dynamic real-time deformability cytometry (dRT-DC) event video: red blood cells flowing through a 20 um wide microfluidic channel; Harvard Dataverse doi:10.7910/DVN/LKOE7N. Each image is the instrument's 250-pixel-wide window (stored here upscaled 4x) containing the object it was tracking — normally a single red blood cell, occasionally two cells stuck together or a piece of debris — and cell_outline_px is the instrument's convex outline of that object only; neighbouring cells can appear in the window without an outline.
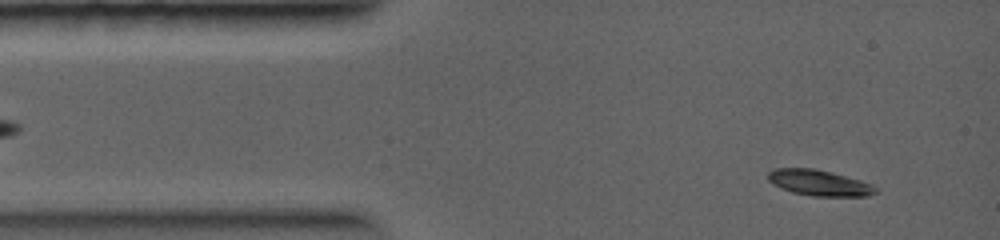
{"species": "common noctule bat (a hibernating species)", "species_latin": "Nyctalus noctula", "temperature_condition": "warm", "stored_images_in_passage": 9, "camera_frame_rate_fps": 5000, "um_per_image_px": 0.085, "animal": {"sex": "female", "body_mass_g": 19.0, "forearm_length_mm": 56.7}, "frame": {"image": 1, "passage_image": 1, "time_ms": 0.0, "image_size_px": [1000, 240], "cell_outline_px": [[880, 192], [868, 196], [812, 196], [792, 192], [780, 188], [772, 184], [768, 180], [768, 172], [772, 168], [816, 168], [832, 172], [860, 180], [876, 188]], "centroid_in_image_um": [69.59, 15.54], "position_along_channel_um": 15.4, "area_um2": 16.3}}
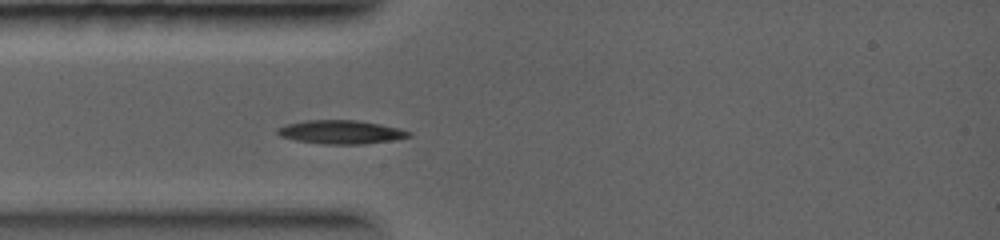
{"frame": {"image": 2, "passage_image": 3, "time_ms": 1.8, "image_size_px": [1000, 240], "cell_outline_px": [[412, 136], [396, 140], [364, 144], [324, 144], [296, 140], [280, 136], [276, 132], [276, 128], [288, 124], [304, 120], [356, 120], [380, 124], [400, 128], [412, 132]], "centroid_in_image_um": [29.02, 11.22], "position_along_channel_um": 56.0, "area_um2": 18.21}}